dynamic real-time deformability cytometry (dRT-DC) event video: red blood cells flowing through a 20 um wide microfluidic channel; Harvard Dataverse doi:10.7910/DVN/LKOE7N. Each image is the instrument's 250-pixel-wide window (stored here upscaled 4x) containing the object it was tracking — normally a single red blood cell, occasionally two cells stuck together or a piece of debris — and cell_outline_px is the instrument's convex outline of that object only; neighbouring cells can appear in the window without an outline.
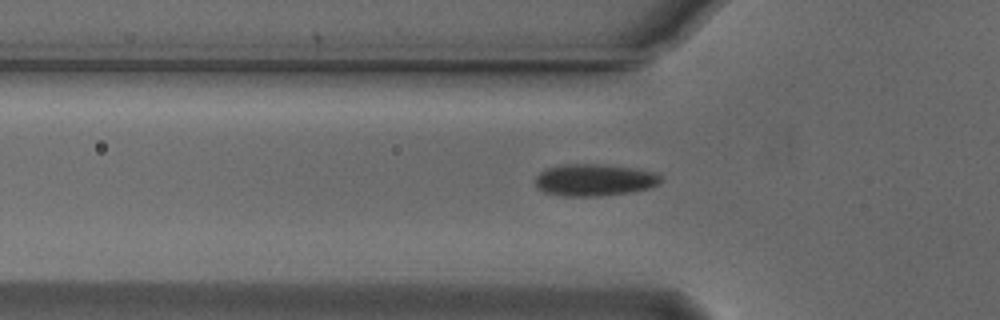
{"species": "Egyptian fruit bat (a non-hibernating species)", "species_latin": "Rousettus aegyptiacus", "temperature_condition": "cold", "stored_images_in_passage": 49, "camera_frame_rate_fps": 3000, "um_per_image_px": 0.085, "animal": {"sex": "male"}, "frame": {"image": 1, "passage_image": 17, "time_ms": 5.333, "image_size_px": [1000, 320], "cell_outline_px": [[664, 180], [660, 184], [648, 188], [632, 192], [600, 196], [564, 196], [544, 192], [536, 188], [536, 176], [540, 172], [548, 168], [560, 164], [600, 164], [636, 168], [656, 172]], "centroid_in_image_um": [50.55, 15.29], "position_along_channel_um": 75.2, "area_um2": 23.64}}
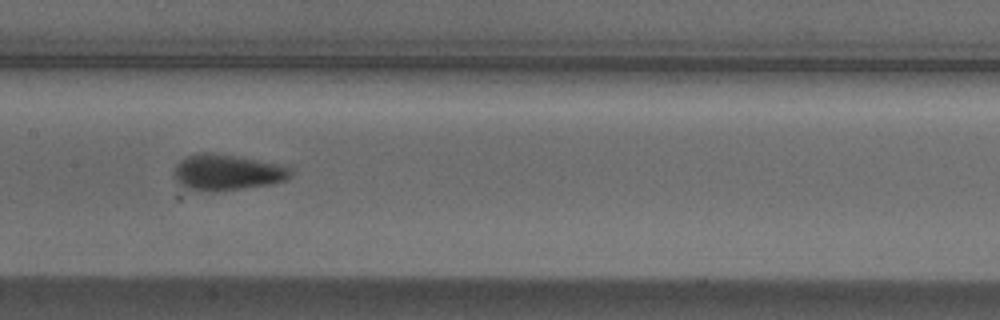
{"frame": {"image": 2, "passage_image": 26, "time_ms": 8.333, "image_size_px": [1000, 320], "cell_outline_px": [[292, 176], [284, 180], [272, 184], [216, 192], [200, 192], [188, 188], [180, 184], [176, 180], [176, 164], [180, 160], [188, 156], [200, 152], [208, 152], [236, 156], [284, 164], [292, 172]], "centroid_in_image_um": [19.33, 14.66], "position_along_channel_um": 188.1, "area_um2": 24.51}}
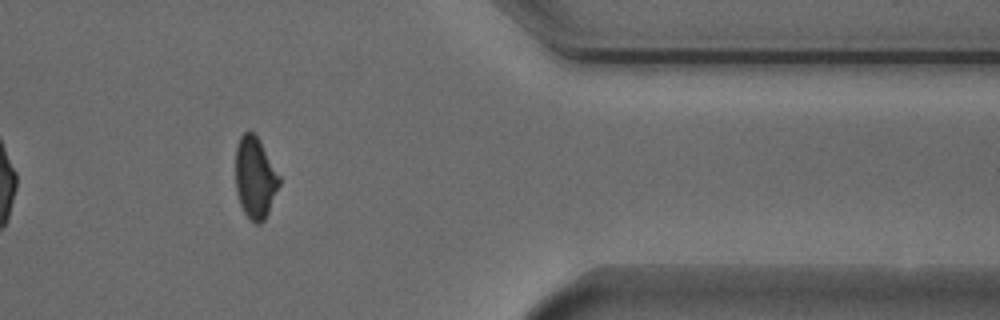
{"frame": {"image": 3, "passage_image": 44, "time_ms": 14.333, "image_size_px": [1000, 320], "cell_outline_px": [[280, 184], [268, 212], [264, 220], [260, 224], [256, 224], [244, 212], [240, 204], [236, 192], [236, 148], [240, 136], [244, 132], [252, 132], [260, 140], [280, 176]], "centroid_in_image_um": [21.68, 15.1], "position_along_channel_um": 389.7, "area_um2": 20.63}, "authors_computed_cell_mechanics": {"area_um2": 22.7154, "velocity_mm_per_s": 3.7453, "shape_relaxation_time_tau1_ms": 5.3793, "shape_relaxation_time_tau2_ms": null, "deformation_change_tau1": 0.1127, "deformation_change_tau2": null}}